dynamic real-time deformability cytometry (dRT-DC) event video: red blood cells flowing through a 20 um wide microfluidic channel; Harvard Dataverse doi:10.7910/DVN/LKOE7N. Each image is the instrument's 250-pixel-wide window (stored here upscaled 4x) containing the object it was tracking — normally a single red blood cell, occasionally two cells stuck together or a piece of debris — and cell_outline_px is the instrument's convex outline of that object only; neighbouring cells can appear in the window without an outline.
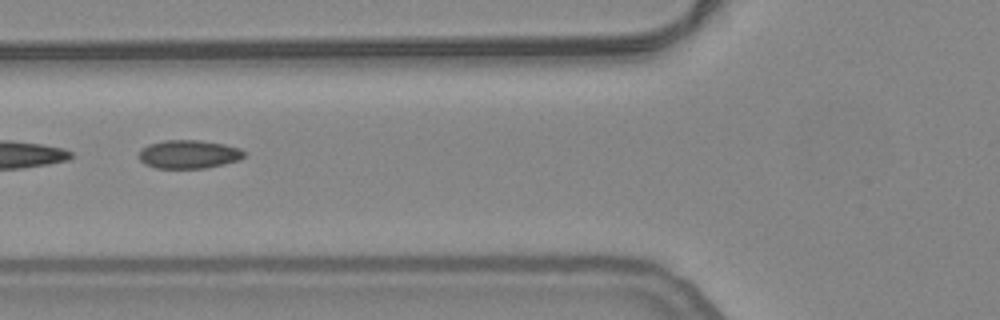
{"species": "common noctule bat (a hibernating species)", "species_latin": "Nyctalus noctula", "temperature_condition": "warm", "stored_images_in_passage": 24, "segment_of_instrument_passage": [2, 2], "camera_frame_rate_fps": 3000, "um_per_image_px": 0.085, "animal": {"sex": "female", "body_mass_g": 24.6, "forearm_length_mm": 56.2}, "frame": {"image": 1, "passage_image": 21, "time_ms": 6.667, "image_size_px": [1000, 320], "cell_outline_px": [[248, 152], [244, 156], [236, 160], [224, 164], [204, 168], [156, 168], [144, 164], [136, 156], [148, 144], [164, 140], [200, 140], [224, 144], [240, 148]], "centroid_in_image_um": [16.03, 13.11], "position_along_channel_um": 109.8, "area_um2": 17.51}}